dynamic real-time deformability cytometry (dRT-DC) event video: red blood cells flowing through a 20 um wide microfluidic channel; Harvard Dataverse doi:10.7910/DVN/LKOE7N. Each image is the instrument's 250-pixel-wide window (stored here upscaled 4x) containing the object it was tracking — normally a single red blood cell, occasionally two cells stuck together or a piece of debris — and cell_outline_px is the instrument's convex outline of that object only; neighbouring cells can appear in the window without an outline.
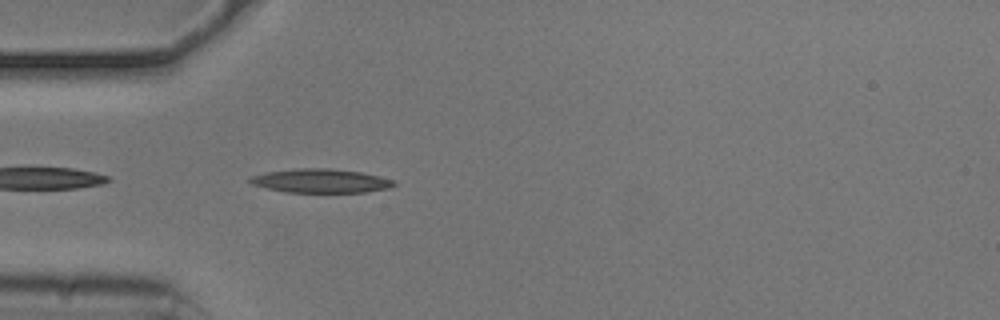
{"species": "common noctule bat (a hibernating species)", "species_latin": "Nyctalus noctula", "temperature_condition": "cold", "stored_images_in_passage": 35, "camera_frame_rate_fps": 3000, "um_per_image_px": 0.085, "animal": {"sex": "male", "body_mass_g": 20.5, "forearm_length_mm": 52.5}, "frame": {"image": 1, "passage_image": 2, "time_ms": 0.333, "image_size_px": [1000, 320], "cell_outline_px": [[396, 184], [388, 188], [364, 192], [284, 192], [252, 184], [248, 180], [248, 176], [264, 172], [296, 168], [332, 168], [360, 172], [380, 176], [392, 180]], "centroid_in_image_um": [27.2, 15.36], "position_along_channel_um": 57.8, "area_um2": 20.06}}
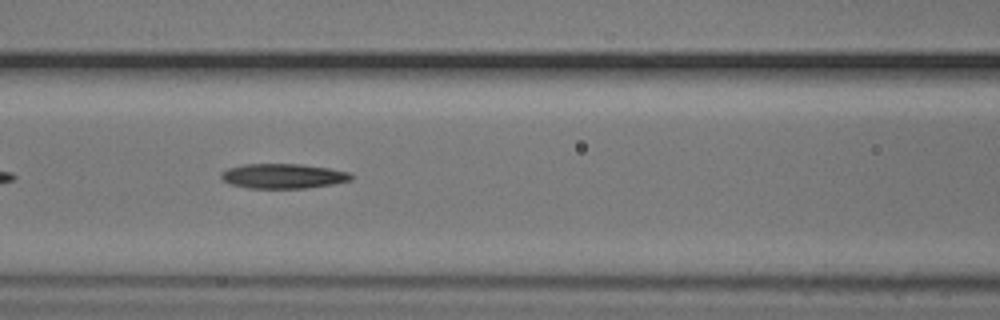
{"frame": {"image": 2, "passage_image": 9, "time_ms": 2.667, "image_size_px": [1000, 320], "cell_outline_px": [[352, 180], [332, 184], [308, 188], [248, 188], [232, 184], [224, 180], [220, 176], [220, 172], [228, 168], [244, 164], [300, 164], [328, 168], [348, 172], [352, 176]], "centroid_in_image_um": [24.05, 14.96], "position_along_channel_um": 142.5, "area_um2": 18.67}}
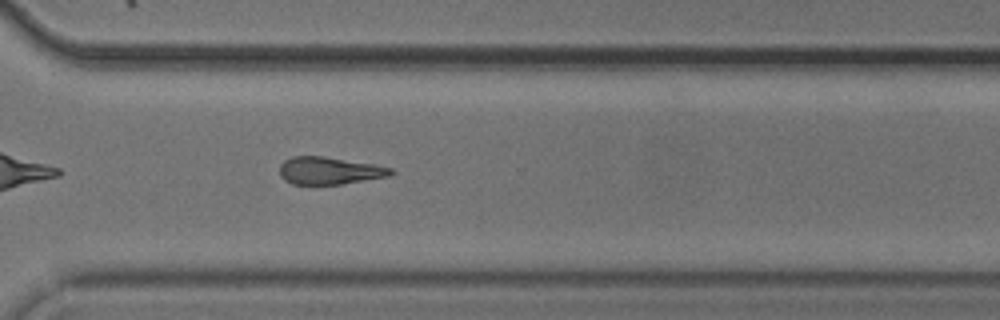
{"frame": {"image": 3, "passage_image": 25, "time_ms": 8.0, "image_size_px": [1000, 320], "cell_outline_px": [[396, 172], [392, 176], [340, 184], [312, 188], [292, 184], [284, 180], [280, 176], [280, 164], [284, 160], [292, 156], [324, 156], [376, 164], [392, 168]], "centroid_in_image_um": [27.99, 14.55], "position_along_channel_um": 342.6, "area_um2": 18.73}, "authors_computed_cell_mechanics": {"area_um2": 18.3804, "velocity_mm_per_s": 3.768, "shape_relaxation_time_tau1_ms": 2.7493, "shape_relaxation_time_tau2_ms": null, "deformation_change_tau1": 0.1483, "deformation_change_tau2": null}}